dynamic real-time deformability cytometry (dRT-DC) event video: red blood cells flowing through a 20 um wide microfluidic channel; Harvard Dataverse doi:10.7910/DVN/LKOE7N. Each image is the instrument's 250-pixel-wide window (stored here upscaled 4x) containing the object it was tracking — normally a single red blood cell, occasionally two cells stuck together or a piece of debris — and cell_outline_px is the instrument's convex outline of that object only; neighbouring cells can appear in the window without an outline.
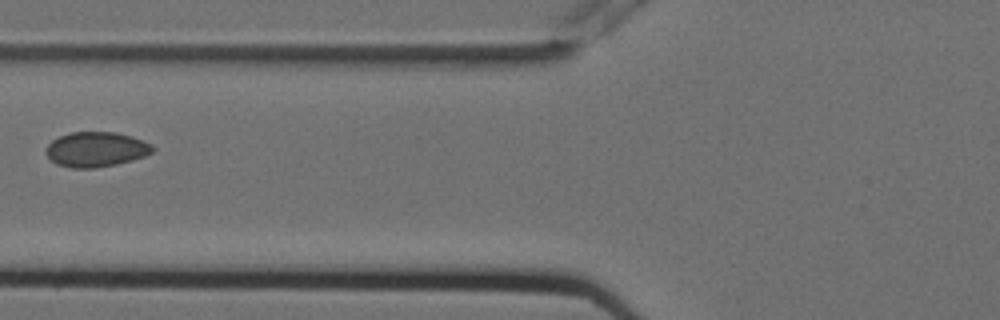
{"species": "Egyptian fruit bat (a non-hibernating species)", "species_latin": "Rousettus aegyptiacus", "temperature_condition": "cold", "stored_images_in_passage": 9, "camera_frame_rate_fps": 3000, "um_per_image_px": 0.085, "animal": {"sex": "female"}, "frame": {"image": 1, "passage_image": 7, "time_ms": 2.0, "image_size_px": [1000, 320], "cell_outline_px": [[156, 148], [152, 152], [144, 156], [132, 160], [116, 164], [96, 168], [72, 168], [56, 164], [44, 152], [48, 144], [52, 140], [68, 132], [116, 132], [132, 136], [144, 140], [152, 144]], "centroid_in_image_um": [8.17, 12.69], "position_along_channel_um": 117.6, "area_um2": 21.91}}
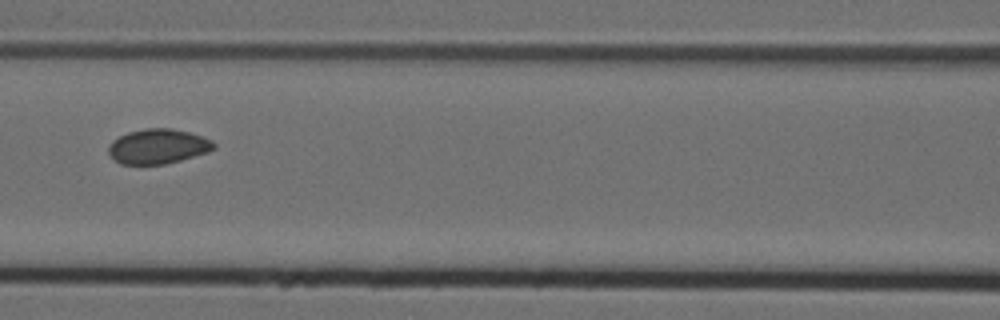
{"frame": {"image": 2, "passage_image": 8, "time_ms": 2.333, "image_size_px": [1000, 320], "cell_outline_px": [[216, 148], [208, 152], [180, 160], [164, 164], [120, 164], [108, 152], [108, 148], [112, 140], [128, 132], [148, 128], [172, 128], [188, 132], [212, 140], [216, 144]], "centroid_in_image_um": [13.44, 12.44], "position_along_channel_um": 153.2, "area_um2": 21.21}}
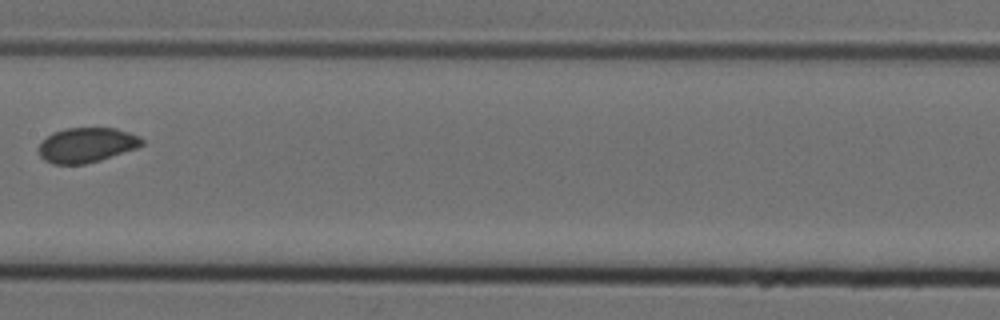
{"frame": {"image": 3, "passage_image": 9, "time_ms": 2.667, "image_size_px": [1000, 320], "cell_outline_px": [[144, 144], [136, 148], [100, 160], [84, 164], [52, 164], [44, 160], [40, 156], [36, 148], [52, 132], [64, 128], [116, 128], [140, 136], [144, 140]], "centroid_in_image_um": [7.34, 12.32], "position_along_channel_um": 200.1, "area_um2": 21.04}}